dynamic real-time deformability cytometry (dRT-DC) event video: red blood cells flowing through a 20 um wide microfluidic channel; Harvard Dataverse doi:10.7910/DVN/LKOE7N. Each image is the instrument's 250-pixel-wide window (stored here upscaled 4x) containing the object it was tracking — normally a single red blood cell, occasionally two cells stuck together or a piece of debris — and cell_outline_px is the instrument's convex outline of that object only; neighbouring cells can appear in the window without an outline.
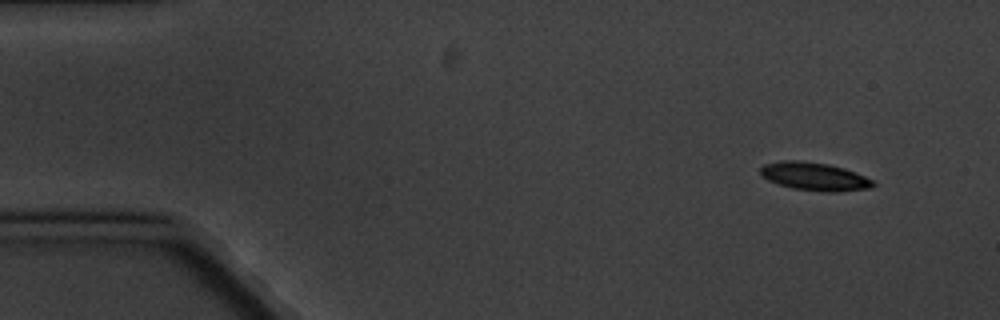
{"species": "common noctule bat (a hibernating species)", "species_latin": "Nyctalus noctula", "temperature_condition": "cold", "stored_images_in_passage": 6, "camera_frame_rate_fps": 3000, "um_per_image_px": 0.085, "animal": {"sex": "male", "body_mass_g": 20.1, "forearm_length_mm": 53.5}, "frame": {"image": 1, "passage_image": 1, "time_ms": 0.0, "image_size_px": [1000, 320], "cell_outline_px": [[876, 184], [868, 188], [836, 192], [824, 192], [792, 188], [768, 180], [760, 176], [760, 168], [764, 164], [784, 160], [800, 160], [828, 164], [844, 168], [856, 172], [872, 180]], "centroid_in_image_um": [69.2, 14.99], "position_along_channel_um": 15.8, "area_um2": 18.44}}
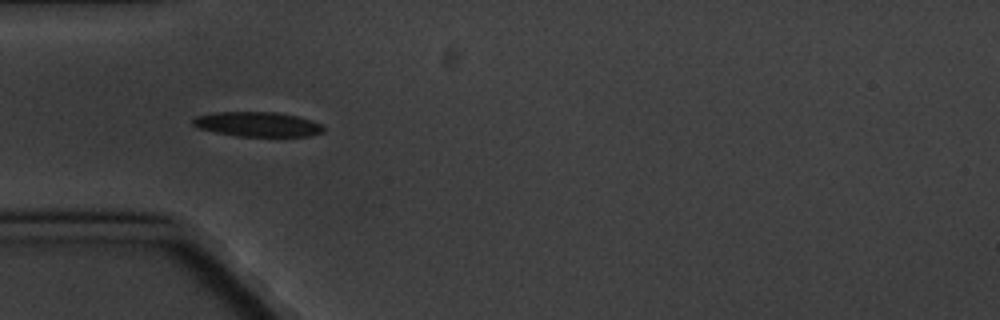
{"frame": {"image": 2, "passage_image": 4, "time_ms": 4.333, "image_size_px": [1000, 320], "cell_outline_px": [[324, 132], [312, 136], [236, 136], [216, 132], [200, 128], [192, 124], [192, 120], [196, 116], [216, 112], [276, 112], [296, 116], [312, 120], [320, 124], [324, 128]], "centroid_in_image_um": [21.91, 10.56], "position_along_channel_um": 63.1, "area_um2": 18.73}}